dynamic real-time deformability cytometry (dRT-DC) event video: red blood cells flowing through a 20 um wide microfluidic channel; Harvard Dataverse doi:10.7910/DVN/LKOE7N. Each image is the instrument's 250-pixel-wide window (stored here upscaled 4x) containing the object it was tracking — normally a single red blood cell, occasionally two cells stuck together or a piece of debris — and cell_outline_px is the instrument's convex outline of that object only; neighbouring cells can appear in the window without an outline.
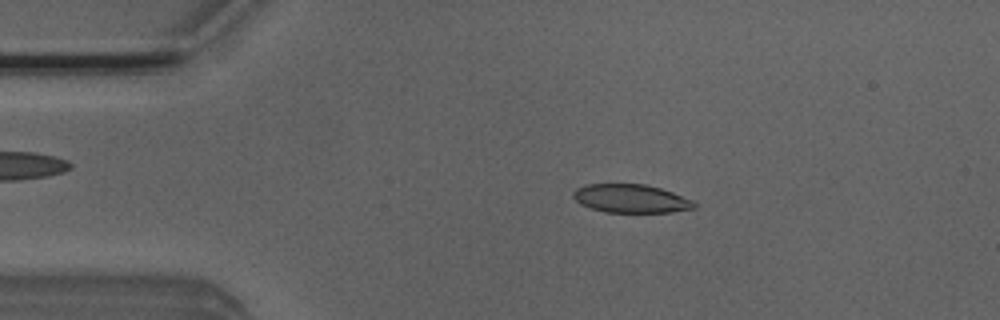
{"species": "Egyptian fruit bat (a non-hibernating species)", "species_latin": "Rousettus aegyptiacus", "temperature_condition": "room temperature", "stored_images_in_passage": 50, "camera_frame_rate_fps": 3000, "um_per_image_px": 0.085, "animal": {"sex": "male"}, "frame": {"image": 1, "passage_image": 8, "time_ms": 2.333, "image_size_px": [1000, 320], "cell_outline_px": [[696, 208], [672, 212], [604, 212], [580, 204], [572, 196], [572, 192], [576, 188], [584, 184], [644, 184], [660, 188], [672, 192], [692, 200], [696, 204]], "centroid_in_image_um": [53.6, 16.87], "position_along_channel_um": 31.4, "area_um2": 20.06}}
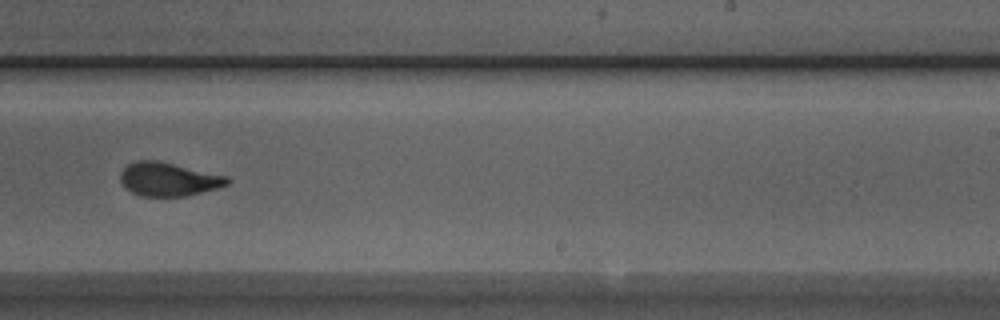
{"frame": {"image": 2, "passage_image": 30, "time_ms": 9.667, "image_size_px": [1000, 320], "cell_outline_px": [[232, 180], [228, 184], [216, 188], [188, 196], [140, 196], [132, 192], [120, 180], [120, 172], [128, 164], [136, 160], [156, 160], [228, 176]], "centroid_in_image_um": [14.34, 15.23], "position_along_channel_um": 274.7, "area_um2": 20.81}}
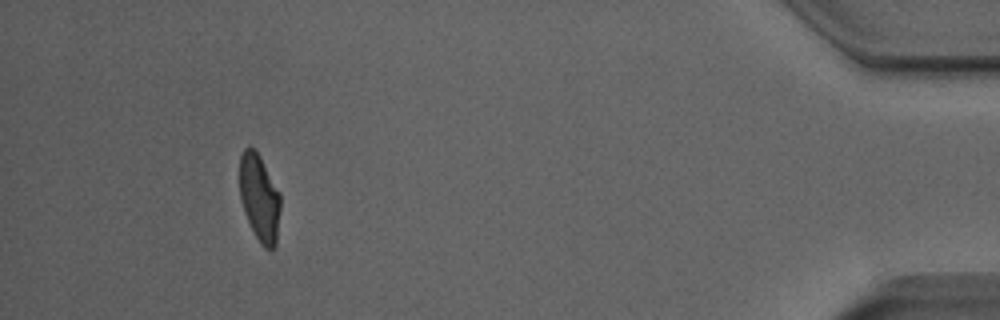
{"frame": {"image": 3, "passage_image": 46, "time_ms": 15.0, "image_size_px": [1000, 320], "cell_outline_px": [[280, 208], [276, 244], [272, 248], [264, 248], [260, 244], [244, 212], [240, 200], [240, 156], [244, 148], [248, 144], [260, 156], [280, 192]], "centroid_in_image_um": [22.05, 16.79], "position_along_channel_um": 413.2, "area_um2": 20.63}, "authors_computed_cell_mechanics": {"area_um2": 21.4438, "velocity_mm_per_s": 3.9071, "shape_relaxation_time_tau1_ms": 7.2444, "shape_relaxation_time_tau2_ms": 1.1026, "deformation_change_tau1": 0.2301, "deformation_change_tau2": 0.0661}}